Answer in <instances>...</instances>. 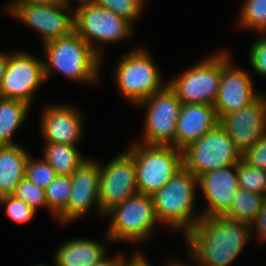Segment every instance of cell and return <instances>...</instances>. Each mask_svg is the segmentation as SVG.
Masks as SVG:
<instances>
[{
  "mask_svg": "<svg viewBox=\"0 0 266 266\" xmlns=\"http://www.w3.org/2000/svg\"><path fill=\"white\" fill-rule=\"evenodd\" d=\"M249 223L225 216L202 217L185 235L194 265L229 266L253 238Z\"/></svg>",
  "mask_w": 266,
  "mask_h": 266,
  "instance_id": "obj_1",
  "label": "cell"
},
{
  "mask_svg": "<svg viewBox=\"0 0 266 266\" xmlns=\"http://www.w3.org/2000/svg\"><path fill=\"white\" fill-rule=\"evenodd\" d=\"M42 46L45 80L55 71L77 83L99 82L103 59L75 31Z\"/></svg>",
  "mask_w": 266,
  "mask_h": 266,
  "instance_id": "obj_2",
  "label": "cell"
},
{
  "mask_svg": "<svg viewBox=\"0 0 266 266\" xmlns=\"http://www.w3.org/2000/svg\"><path fill=\"white\" fill-rule=\"evenodd\" d=\"M198 179L182 167L158 192L152 195L159 225L181 230L184 236L202 219L194 214Z\"/></svg>",
  "mask_w": 266,
  "mask_h": 266,
  "instance_id": "obj_3",
  "label": "cell"
},
{
  "mask_svg": "<svg viewBox=\"0 0 266 266\" xmlns=\"http://www.w3.org/2000/svg\"><path fill=\"white\" fill-rule=\"evenodd\" d=\"M127 149L135 162L138 192L145 195L158 192L183 167L182 151L173 146L133 142Z\"/></svg>",
  "mask_w": 266,
  "mask_h": 266,
  "instance_id": "obj_4",
  "label": "cell"
},
{
  "mask_svg": "<svg viewBox=\"0 0 266 266\" xmlns=\"http://www.w3.org/2000/svg\"><path fill=\"white\" fill-rule=\"evenodd\" d=\"M113 72L119 92L134 106L167 85L163 82L156 63L144 47H136L125 54Z\"/></svg>",
  "mask_w": 266,
  "mask_h": 266,
  "instance_id": "obj_5",
  "label": "cell"
},
{
  "mask_svg": "<svg viewBox=\"0 0 266 266\" xmlns=\"http://www.w3.org/2000/svg\"><path fill=\"white\" fill-rule=\"evenodd\" d=\"M104 216L112 217L106 232V240L139 242L152 236L157 220L152 196L135 193L108 210Z\"/></svg>",
  "mask_w": 266,
  "mask_h": 266,
  "instance_id": "obj_6",
  "label": "cell"
},
{
  "mask_svg": "<svg viewBox=\"0 0 266 266\" xmlns=\"http://www.w3.org/2000/svg\"><path fill=\"white\" fill-rule=\"evenodd\" d=\"M78 3L79 6L73 10L74 31L102 59L104 56L99 43L114 44L126 40L132 34L133 24L127 19L98 6L92 0L80 1Z\"/></svg>",
  "mask_w": 266,
  "mask_h": 266,
  "instance_id": "obj_7",
  "label": "cell"
},
{
  "mask_svg": "<svg viewBox=\"0 0 266 266\" xmlns=\"http://www.w3.org/2000/svg\"><path fill=\"white\" fill-rule=\"evenodd\" d=\"M241 159L242 153L220 123L182 150L183 167L196 177L237 165Z\"/></svg>",
  "mask_w": 266,
  "mask_h": 266,
  "instance_id": "obj_8",
  "label": "cell"
},
{
  "mask_svg": "<svg viewBox=\"0 0 266 266\" xmlns=\"http://www.w3.org/2000/svg\"><path fill=\"white\" fill-rule=\"evenodd\" d=\"M180 74L167 84L182 104L214 105L221 79V51Z\"/></svg>",
  "mask_w": 266,
  "mask_h": 266,
  "instance_id": "obj_9",
  "label": "cell"
},
{
  "mask_svg": "<svg viewBox=\"0 0 266 266\" xmlns=\"http://www.w3.org/2000/svg\"><path fill=\"white\" fill-rule=\"evenodd\" d=\"M136 106H145L147 111L141 143L175 147L176 125L182 103L168 84Z\"/></svg>",
  "mask_w": 266,
  "mask_h": 266,
  "instance_id": "obj_10",
  "label": "cell"
},
{
  "mask_svg": "<svg viewBox=\"0 0 266 266\" xmlns=\"http://www.w3.org/2000/svg\"><path fill=\"white\" fill-rule=\"evenodd\" d=\"M45 81L44 61L25 51H13L0 88V98L32 104L36 90Z\"/></svg>",
  "mask_w": 266,
  "mask_h": 266,
  "instance_id": "obj_11",
  "label": "cell"
},
{
  "mask_svg": "<svg viewBox=\"0 0 266 266\" xmlns=\"http://www.w3.org/2000/svg\"><path fill=\"white\" fill-rule=\"evenodd\" d=\"M6 6L5 9L12 15L11 17H16L39 32L42 44L67 36L74 31V11L71 10V3L65 2L57 5L8 4ZM69 13L71 14L69 15Z\"/></svg>",
  "mask_w": 266,
  "mask_h": 266,
  "instance_id": "obj_12",
  "label": "cell"
},
{
  "mask_svg": "<svg viewBox=\"0 0 266 266\" xmlns=\"http://www.w3.org/2000/svg\"><path fill=\"white\" fill-rule=\"evenodd\" d=\"M99 168V203L101 212L105 214L113 206L138 193L135 162L126 150L105 166L99 162Z\"/></svg>",
  "mask_w": 266,
  "mask_h": 266,
  "instance_id": "obj_13",
  "label": "cell"
},
{
  "mask_svg": "<svg viewBox=\"0 0 266 266\" xmlns=\"http://www.w3.org/2000/svg\"><path fill=\"white\" fill-rule=\"evenodd\" d=\"M231 63L228 52L221 51L220 86L213 105L219 121L225 115L246 107L261 94L255 90L248 72Z\"/></svg>",
  "mask_w": 266,
  "mask_h": 266,
  "instance_id": "obj_14",
  "label": "cell"
},
{
  "mask_svg": "<svg viewBox=\"0 0 266 266\" xmlns=\"http://www.w3.org/2000/svg\"><path fill=\"white\" fill-rule=\"evenodd\" d=\"M99 180V163L91 158L75 170L71 175L72 189L67 208L57 217L62 225L88 215L91 206L95 205L98 213L105 217L99 203Z\"/></svg>",
  "mask_w": 266,
  "mask_h": 266,
  "instance_id": "obj_15",
  "label": "cell"
},
{
  "mask_svg": "<svg viewBox=\"0 0 266 266\" xmlns=\"http://www.w3.org/2000/svg\"><path fill=\"white\" fill-rule=\"evenodd\" d=\"M219 122L243 154L266 133V95L261 93L249 105L225 115Z\"/></svg>",
  "mask_w": 266,
  "mask_h": 266,
  "instance_id": "obj_16",
  "label": "cell"
},
{
  "mask_svg": "<svg viewBox=\"0 0 266 266\" xmlns=\"http://www.w3.org/2000/svg\"><path fill=\"white\" fill-rule=\"evenodd\" d=\"M197 179L208 202L201 212L202 217L224 216L240 188L237 165L206 172Z\"/></svg>",
  "mask_w": 266,
  "mask_h": 266,
  "instance_id": "obj_17",
  "label": "cell"
},
{
  "mask_svg": "<svg viewBox=\"0 0 266 266\" xmlns=\"http://www.w3.org/2000/svg\"><path fill=\"white\" fill-rule=\"evenodd\" d=\"M40 133L45 142L77 146L83 134L82 114L73 105H48L42 111Z\"/></svg>",
  "mask_w": 266,
  "mask_h": 266,
  "instance_id": "obj_18",
  "label": "cell"
},
{
  "mask_svg": "<svg viewBox=\"0 0 266 266\" xmlns=\"http://www.w3.org/2000/svg\"><path fill=\"white\" fill-rule=\"evenodd\" d=\"M211 104H182L176 125L175 148L183 150L219 124Z\"/></svg>",
  "mask_w": 266,
  "mask_h": 266,
  "instance_id": "obj_19",
  "label": "cell"
},
{
  "mask_svg": "<svg viewBox=\"0 0 266 266\" xmlns=\"http://www.w3.org/2000/svg\"><path fill=\"white\" fill-rule=\"evenodd\" d=\"M107 254V248L91 239H72L60 246L54 255L55 266H93Z\"/></svg>",
  "mask_w": 266,
  "mask_h": 266,
  "instance_id": "obj_20",
  "label": "cell"
},
{
  "mask_svg": "<svg viewBox=\"0 0 266 266\" xmlns=\"http://www.w3.org/2000/svg\"><path fill=\"white\" fill-rule=\"evenodd\" d=\"M29 153L19 144L0 146V197L12 195L25 177Z\"/></svg>",
  "mask_w": 266,
  "mask_h": 266,
  "instance_id": "obj_21",
  "label": "cell"
},
{
  "mask_svg": "<svg viewBox=\"0 0 266 266\" xmlns=\"http://www.w3.org/2000/svg\"><path fill=\"white\" fill-rule=\"evenodd\" d=\"M43 159L57 175L71 176L89 158H84L77 146L62 143H44Z\"/></svg>",
  "mask_w": 266,
  "mask_h": 266,
  "instance_id": "obj_22",
  "label": "cell"
},
{
  "mask_svg": "<svg viewBox=\"0 0 266 266\" xmlns=\"http://www.w3.org/2000/svg\"><path fill=\"white\" fill-rule=\"evenodd\" d=\"M31 105L13 99L0 98V146L16 145L14 133L26 119Z\"/></svg>",
  "mask_w": 266,
  "mask_h": 266,
  "instance_id": "obj_23",
  "label": "cell"
},
{
  "mask_svg": "<svg viewBox=\"0 0 266 266\" xmlns=\"http://www.w3.org/2000/svg\"><path fill=\"white\" fill-rule=\"evenodd\" d=\"M263 204L262 195L239 188L228 212L224 216L250 224L261 210Z\"/></svg>",
  "mask_w": 266,
  "mask_h": 266,
  "instance_id": "obj_24",
  "label": "cell"
},
{
  "mask_svg": "<svg viewBox=\"0 0 266 266\" xmlns=\"http://www.w3.org/2000/svg\"><path fill=\"white\" fill-rule=\"evenodd\" d=\"M71 189V176L65 175H57L45 189L48 210L56 218L67 208Z\"/></svg>",
  "mask_w": 266,
  "mask_h": 266,
  "instance_id": "obj_25",
  "label": "cell"
},
{
  "mask_svg": "<svg viewBox=\"0 0 266 266\" xmlns=\"http://www.w3.org/2000/svg\"><path fill=\"white\" fill-rule=\"evenodd\" d=\"M238 25L246 30L266 34V0H243Z\"/></svg>",
  "mask_w": 266,
  "mask_h": 266,
  "instance_id": "obj_26",
  "label": "cell"
},
{
  "mask_svg": "<svg viewBox=\"0 0 266 266\" xmlns=\"http://www.w3.org/2000/svg\"><path fill=\"white\" fill-rule=\"evenodd\" d=\"M237 172L240 188L263 195L266 188V171L251 166L242 158L237 164Z\"/></svg>",
  "mask_w": 266,
  "mask_h": 266,
  "instance_id": "obj_27",
  "label": "cell"
},
{
  "mask_svg": "<svg viewBox=\"0 0 266 266\" xmlns=\"http://www.w3.org/2000/svg\"><path fill=\"white\" fill-rule=\"evenodd\" d=\"M98 6L106 8L115 14L127 19L133 25L139 18L147 0H92Z\"/></svg>",
  "mask_w": 266,
  "mask_h": 266,
  "instance_id": "obj_28",
  "label": "cell"
},
{
  "mask_svg": "<svg viewBox=\"0 0 266 266\" xmlns=\"http://www.w3.org/2000/svg\"><path fill=\"white\" fill-rule=\"evenodd\" d=\"M14 197L23 200L28 206L33 208L36 212L41 207H47L45 189L37 186L27 178H23L16 186Z\"/></svg>",
  "mask_w": 266,
  "mask_h": 266,
  "instance_id": "obj_29",
  "label": "cell"
},
{
  "mask_svg": "<svg viewBox=\"0 0 266 266\" xmlns=\"http://www.w3.org/2000/svg\"><path fill=\"white\" fill-rule=\"evenodd\" d=\"M33 158L34 157L32 156L28 157L25 178L37 186L46 189L48 185L56 178L57 174L51 165L44 159L37 161Z\"/></svg>",
  "mask_w": 266,
  "mask_h": 266,
  "instance_id": "obj_30",
  "label": "cell"
},
{
  "mask_svg": "<svg viewBox=\"0 0 266 266\" xmlns=\"http://www.w3.org/2000/svg\"><path fill=\"white\" fill-rule=\"evenodd\" d=\"M0 205L6 206L8 218L17 224L30 222L36 215V211L33 208L13 195L0 197Z\"/></svg>",
  "mask_w": 266,
  "mask_h": 266,
  "instance_id": "obj_31",
  "label": "cell"
},
{
  "mask_svg": "<svg viewBox=\"0 0 266 266\" xmlns=\"http://www.w3.org/2000/svg\"><path fill=\"white\" fill-rule=\"evenodd\" d=\"M249 51V62L254 72L259 76H266V34H260Z\"/></svg>",
  "mask_w": 266,
  "mask_h": 266,
  "instance_id": "obj_32",
  "label": "cell"
},
{
  "mask_svg": "<svg viewBox=\"0 0 266 266\" xmlns=\"http://www.w3.org/2000/svg\"><path fill=\"white\" fill-rule=\"evenodd\" d=\"M242 158L251 166L266 171V133L242 154Z\"/></svg>",
  "mask_w": 266,
  "mask_h": 266,
  "instance_id": "obj_33",
  "label": "cell"
},
{
  "mask_svg": "<svg viewBox=\"0 0 266 266\" xmlns=\"http://www.w3.org/2000/svg\"><path fill=\"white\" fill-rule=\"evenodd\" d=\"M251 234L254 230L257 232V238L260 242H265L266 240V203L264 202L261 210L256 215L255 219L250 223ZM254 228V229H252Z\"/></svg>",
  "mask_w": 266,
  "mask_h": 266,
  "instance_id": "obj_34",
  "label": "cell"
},
{
  "mask_svg": "<svg viewBox=\"0 0 266 266\" xmlns=\"http://www.w3.org/2000/svg\"><path fill=\"white\" fill-rule=\"evenodd\" d=\"M135 253H133V255L131 256V258L128 260H126L125 256L122 255L121 258V266H152L150 265V261L148 259L147 261V257L144 256V254L140 251H134ZM143 254V255H142Z\"/></svg>",
  "mask_w": 266,
  "mask_h": 266,
  "instance_id": "obj_35",
  "label": "cell"
},
{
  "mask_svg": "<svg viewBox=\"0 0 266 266\" xmlns=\"http://www.w3.org/2000/svg\"><path fill=\"white\" fill-rule=\"evenodd\" d=\"M65 3V0H12L9 4H28V5H57Z\"/></svg>",
  "mask_w": 266,
  "mask_h": 266,
  "instance_id": "obj_36",
  "label": "cell"
},
{
  "mask_svg": "<svg viewBox=\"0 0 266 266\" xmlns=\"http://www.w3.org/2000/svg\"><path fill=\"white\" fill-rule=\"evenodd\" d=\"M121 258L122 254L119 253L113 259L108 258V256L106 255L93 266H119L121 263Z\"/></svg>",
  "mask_w": 266,
  "mask_h": 266,
  "instance_id": "obj_37",
  "label": "cell"
},
{
  "mask_svg": "<svg viewBox=\"0 0 266 266\" xmlns=\"http://www.w3.org/2000/svg\"><path fill=\"white\" fill-rule=\"evenodd\" d=\"M9 53L0 52V88L2 84V80L5 74L6 66L8 63Z\"/></svg>",
  "mask_w": 266,
  "mask_h": 266,
  "instance_id": "obj_38",
  "label": "cell"
},
{
  "mask_svg": "<svg viewBox=\"0 0 266 266\" xmlns=\"http://www.w3.org/2000/svg\"><path fill=\"white\" fill-rule=\"evenodd\" d=\"M177 261L178 260H176V262L175 261H172L171 263L168 264V266H191V265H188L186 263L183 264V262H181V261H179V263H178Z\"/></svg>",
  "mask_w": 266,
  "mask_h": 266,
  "instance_id": "obj_39",
  "label": "cell"
},
{
  "mask_svg": "<svg viewBox=\"0 0 266 266\" xmlns=\"http://www.w3.org/2000/svg\"><path fill=\"white\" fill-rule=\"evenodd\" d=\"M262 196H263L264 202L266 203V188Z\"/></svg>",
  "mask_w": 266,
  "mask_h": 266,
  "instance_id": "obj_40",
  "label": "cell"
},
{
  "mask_svg": "<svg viewBox=\"0 0 266 266\" xmlns=\"http://www.w3.org/2000/svg\"><path fill=\"white\" fill-rule=\"evenodd\" d=\"M78 1L80 2V1H87V0H78ZM65 2L70 3V0H65Z\"/></svg>",
  "mask_w": 266,
  "mask_h": 266,
  "instance_id": "obj_41",
  "label": "cell"
},
{
  "mask_svg": "<svg viewBox=\"0 0 266 266\" xmlns=\"http://www.w3.org/2000/svg\"><path fill=\"white\" fill-rule=\"evenodd\" d=\"M36 266H48V265H45V264H44V265H43V264H39V265H36Z\"/></svg>",
  "mask_w": 266,
  "mask_h": 266,
  "instance_id": "obj_42",
  "label": "cell"
}]
</instances>
